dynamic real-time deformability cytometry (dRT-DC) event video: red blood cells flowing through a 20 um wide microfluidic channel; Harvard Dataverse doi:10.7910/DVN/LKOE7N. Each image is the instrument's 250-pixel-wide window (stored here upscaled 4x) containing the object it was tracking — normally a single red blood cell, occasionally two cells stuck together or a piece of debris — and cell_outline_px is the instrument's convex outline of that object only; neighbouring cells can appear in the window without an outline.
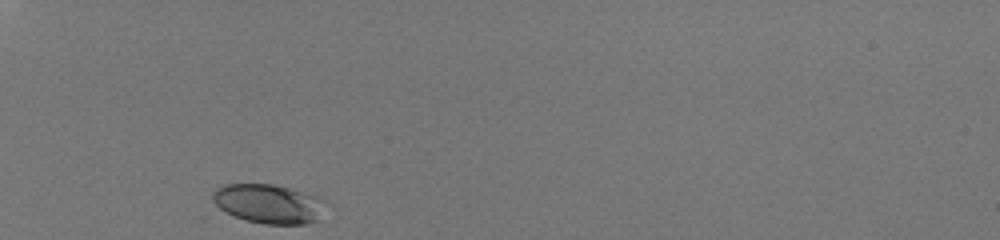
{"species": "human", "species_latin": "Homo sapiens", "temperature_condition": "room temperature", "stored_images_in_passage": 28, "camera_frame_rate_fps": 3000, "um_per_image_px": 0.085, "donor": {"sex": "male"}, "frame": {"image": 1, "passage_image": 1, "time_ms": 0.0, "image_size_px": [1000, 240], "cell_outline_px": [[324, 200], [316, 220], [308, 224], [264, 224], [244, 220], [212, 208], [212, 192], [216, 188], [224, 184], [272, 184], [288, 188], [316, 196]], "centroid_in_image_um": [22.67, 17.32], "position_along_channel_um": 62.3, "area_um2": 25.89}}
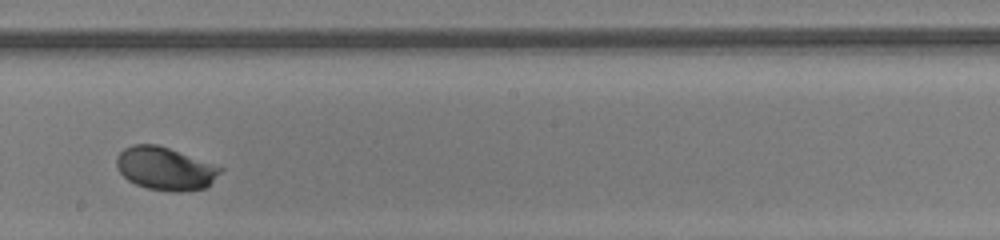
{"frame": {"image": 2, "passage_image": 16, "time_ms": 5.0, "image_size_px": [1000, 240], "cell_outline_px": [[224, 168], [208, 188], [180, 192], [172, 192], [148, 188], [136, 184], [128, 180], [116, 168], [116, 156], [124, 148], [132, 144], [156, 144], [168, 148]], "centroid_in_image_um": [14.04, 14.34], "position_along_channel_um": 234.2, "area_um2": 26.01}}
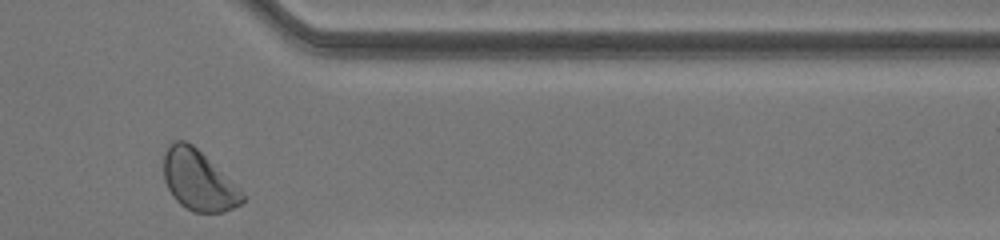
{"frame": {"image": 3, "passage_image": 28, "time_ms": 9.0, "image_size_px": [1000, 240], "cell_outline_px": [[244, 200], [240, 204], [224, 212], [196, 212], [180, 204], [172, 196], [164, 180], [164, 152], [168, 144], [172, 140], [184, 140], [192, 144], [244, 196]], "centroid_in_image_um": [16.78, 15.33], "position_along_channel_um": 394.6, "area_um2": 26.65}, "authors_computed_cell_mechanics": {"area_um2": 25.5765, "velocity_mm_per_s": 4.0564, "shape_relaxation_time_tau1_ms": 1.5417, "shape_relaxation_time_tau2_ms": null, "deformation_change_tau1": 0.1271, "deformation_change_tau2": null}}